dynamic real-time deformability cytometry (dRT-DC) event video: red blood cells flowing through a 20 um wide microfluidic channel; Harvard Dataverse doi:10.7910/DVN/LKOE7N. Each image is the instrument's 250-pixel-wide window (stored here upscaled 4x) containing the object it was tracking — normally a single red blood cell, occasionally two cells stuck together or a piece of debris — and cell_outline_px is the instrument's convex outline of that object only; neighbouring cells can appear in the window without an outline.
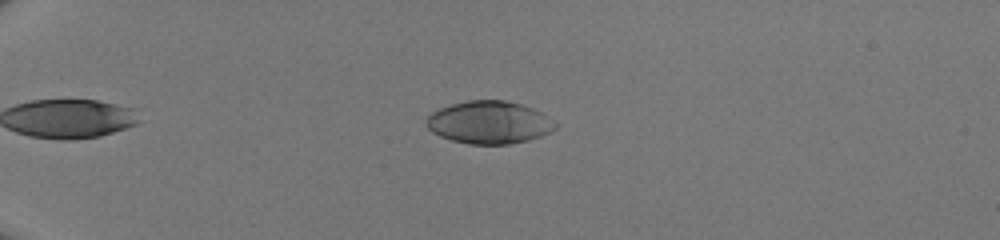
{"species": "human", "species_latin": "Homo sapiens", "temperature_condition": "room temperature", "stored_images_in_passage": 50, "camera_frame_rate_fps": 3000, "um_per_image_px": 0.085, "donor": {"sex": "male"}, "frame": {"image": 1, "passage_image": 15, "time_ms": 4.667, "image_size_px": [1000, 240], "cell_outline_px": [[556, 128], [552, 132], [528, 140], [508, 144], [468, 144], [452, 140], [440, 136], [432, 132], [424, 124], [424, 120], [432, 112], [440, 108], [452, 104], [468, 100], [504, 100], [520, 104], [532, 108], [556, 120]], "centroid_in_image_um": [41.58, 10.41], "position_along_channel_um": 43.4, "area_um2": 32.19}}
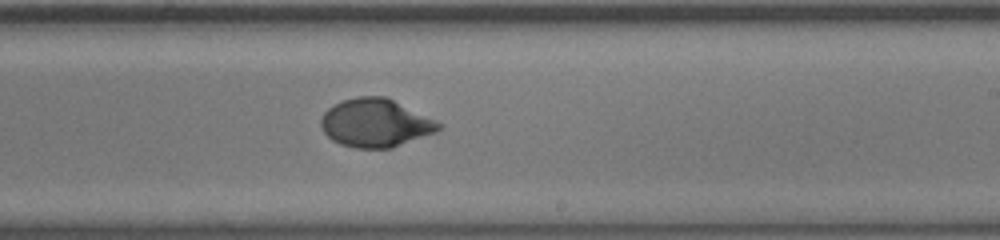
{"frame": {"image": 2, "passage_image": 34, "time_ms": 11.0, "image_size_px": [1000, 240], "cell_outline_px": [[444, 128], [436, 132], [392, 148], [356, 148], [340, 144], [332, 140], [324, 132], [320, 124], [320, 120], [324, 112], [332, 104], [340, 100], [356, 96], [384, 96], [436, 120], [444, 124]], "centroid_in_image_um": [31.91, 10.45], "position_along_channel_um": 257.1, "area_um2": 33.29}}
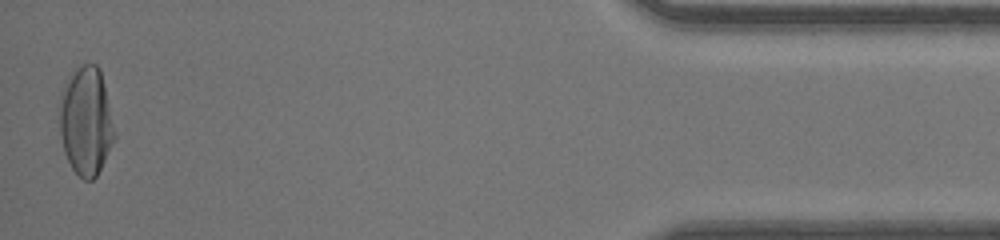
{"frame": {"image": 3, "passage_image": 50, "time_ms": 16.333, "image_size_px": [1000, 240], "cell_outline_px": [[116, 136], [96, 176], [92, 180], [84, 180], [72, 168], [64, 152], [60, 132], [56, 108], [64, 88], [72, 72], [80, 64], [96, 64], [100, 68], [116, 132]], "centroid_in_image_um": [7.29, 10.28], "position_along_channel_um": 427.9, "area_um2": 34.91}}